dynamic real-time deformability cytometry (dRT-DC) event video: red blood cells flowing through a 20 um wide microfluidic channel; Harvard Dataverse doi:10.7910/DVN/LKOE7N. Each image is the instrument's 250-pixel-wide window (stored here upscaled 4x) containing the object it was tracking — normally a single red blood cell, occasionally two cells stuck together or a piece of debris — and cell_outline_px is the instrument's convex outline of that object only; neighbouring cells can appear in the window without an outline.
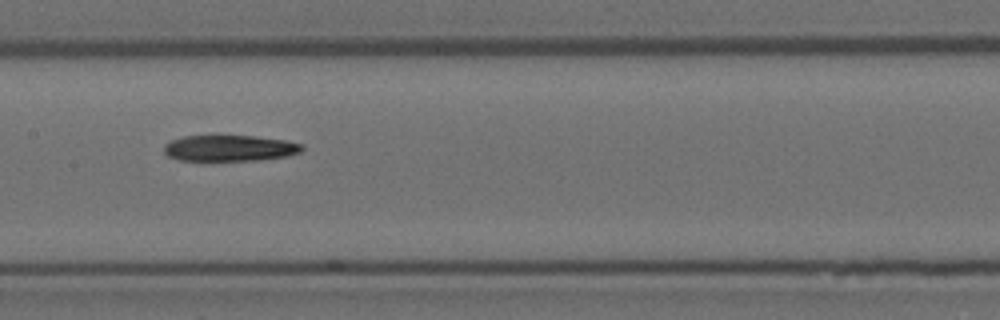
{"species": "Egyptian fruit bat (a non-hibernating species)", "species_latin": "Rousettus aegyptiacus", "temperature_condition": "room temperature", "stored_images_in_passage": 8, "camera_frame_rate_fps": 3000, "um_per_image_px": 0.085, "animal": {"sex": "female"}, "frame": {"image": 1, "passage_image": 7, "time_ms": 2.0, "image_size_px": [1000, 320], "cell_outline_px": [[304, 148], [300, 152], [284, 156], [260, 160], [180, 160], [168, 156], [164, 152], [164, 144], [172, 140], [184, 136], [256, 136], [284, 140], [304, 144]], "centroid_in_image_um": [19.53, 12.59], "position_along_channel_um": 187.9, "area_um2": 20.81}}